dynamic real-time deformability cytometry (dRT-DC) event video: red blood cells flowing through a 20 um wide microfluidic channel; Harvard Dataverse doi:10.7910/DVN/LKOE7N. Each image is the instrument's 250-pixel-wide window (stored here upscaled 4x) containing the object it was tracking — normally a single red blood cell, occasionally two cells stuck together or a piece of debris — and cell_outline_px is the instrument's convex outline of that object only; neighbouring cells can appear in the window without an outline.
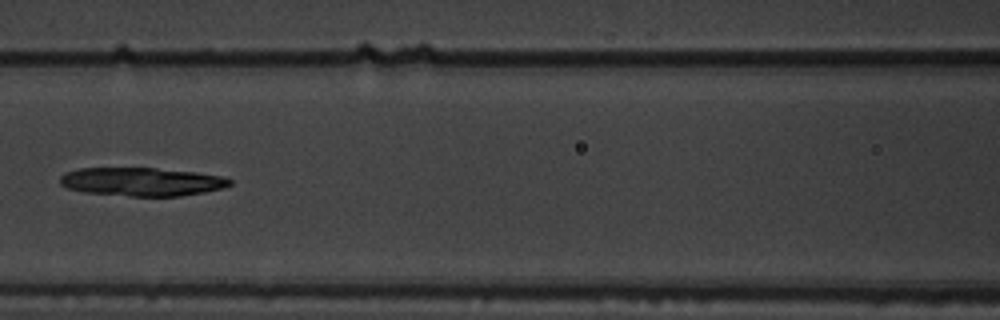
{"species": "common noctule bat (a hibernating species)", "species_latin": "Nyctalus noctula", "temperature_condition": "warm", "stored_images_in_passage": 6, "camera_frame_rate_fps": 3000, "um_per_image_px": 0.085, "animal": {"sex": "male", "body_mass_g": 19.5, "forearm_length_mm": 54.6}, "frame": {"image": 1, "passage_image": 6, "time_ms": 1.667, "image_size_px": [1000, 320], "cell_outline_px": [[232, 184], [224, 188], [204, 192], [180, 196], [132, 196], [84, 192], [68, 188], [60, 184], [60, 176], [64, 172], [80, 168], [156, 168], [196, 172], [224, 176], [232, 180]], "centroid_in_image_um": [12.07, 15.44], "position_along_channel_um": 154.5, "area_um2": 28.26}}